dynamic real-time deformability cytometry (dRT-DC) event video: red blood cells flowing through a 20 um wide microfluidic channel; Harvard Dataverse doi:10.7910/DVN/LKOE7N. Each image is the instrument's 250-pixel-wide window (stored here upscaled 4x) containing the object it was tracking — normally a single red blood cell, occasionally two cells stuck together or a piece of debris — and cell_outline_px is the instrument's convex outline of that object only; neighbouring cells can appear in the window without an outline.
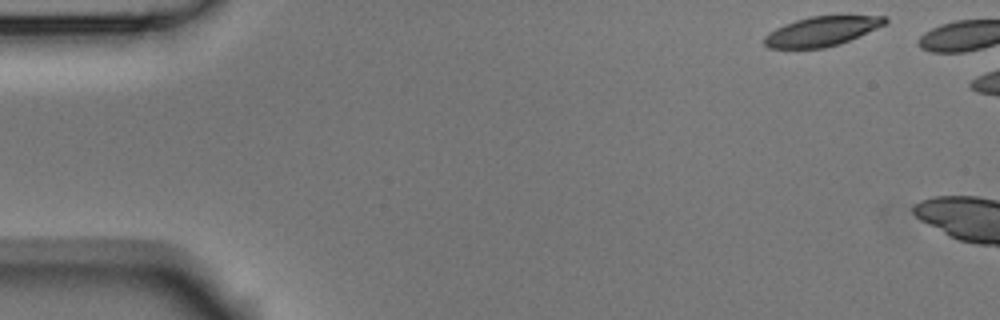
{"species": "Egyptian fruit bat (a non-hibernating species)", "species_latin": "Rousettus aegyptiacus", "temperature_condition": "room temperature", "stored_images_in_passage": 2, "camera_frame_rate_fps": 3000, "um_per_image_px": 0.085, "animal": {"sex": "male"}, "frame": {"image": 1, "passage_image": 1, "time_ms": 0.0, "image_size_px": [1000, 320], "cell_outline_px": [[888, 20], [884, 24], [876, 28], [840, 44], [824, 48], [768, 48], [764, 44], [764, 36], [768, 32], [784, 24], [796, 20], [812, 16], [888, 16]], "centroid_in_image_um": [69.8, 2.66], "position_along_channel_um": 15.2, "area_um2": 20.58}}